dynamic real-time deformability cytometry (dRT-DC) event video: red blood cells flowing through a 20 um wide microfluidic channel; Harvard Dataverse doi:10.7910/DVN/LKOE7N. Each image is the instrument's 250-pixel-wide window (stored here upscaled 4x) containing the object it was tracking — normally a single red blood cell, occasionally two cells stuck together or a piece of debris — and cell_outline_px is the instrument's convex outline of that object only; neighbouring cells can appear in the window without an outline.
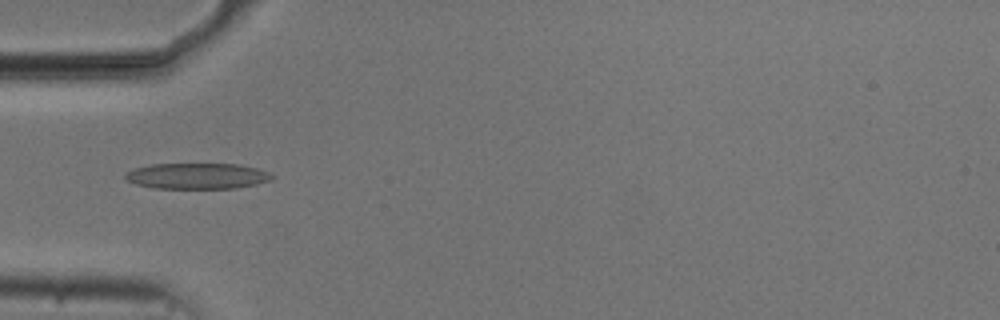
{"species": "common noctule bat (a hibernating species)", "species_latin": "Nyctalus noctula", "temperature_condition": "cold", "stored_images_in_passage": 11, "camera_frame_rate_fps": 3000, "um_per_image_px": 0.085, "animal": {"sex": "male", "body_mass_g": 20.5, "forearm_length_mm": 52.5}, "frame": {"image": 1, "passage_image": 1, "time_ms": 0.0, "image_size_px": [1000, 320], "cell_outline_px": [[272, 180], [256, 184], [236, 188], [152, 188], [136, 184], [128, 180], [124, 176], [128, 172], [136, 168], [152, 164], [240, 164], [256, 168], [268, 172], [272, 176]], "centroid_in_image_um": [16.78, 14.96], "position_along_channel_um": 68.2, "area_um2": 21.91}}
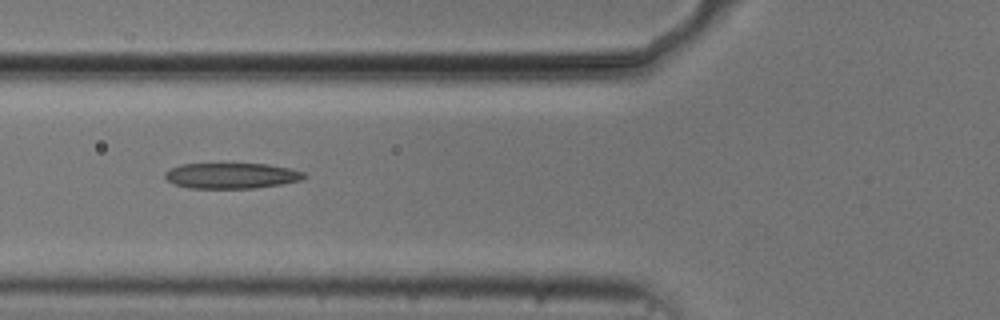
{"frame": {"image": 2, "passage_image": 4, "time_ms": 1.0, "image_size_px": [1000, 320], "cell_outline_px": [[308, 176], [300, 180], [280, 184], [256, 188], [188, 188], [176, 184], [168, 180], [164, 176], [164, 172], [180, 164], [268, 164], [292, 168], [304, 172]], "centroid_in_image_um": [19.71, 14.93], "position_along_channel_um": 106.1, "area_um2": 20.75}}
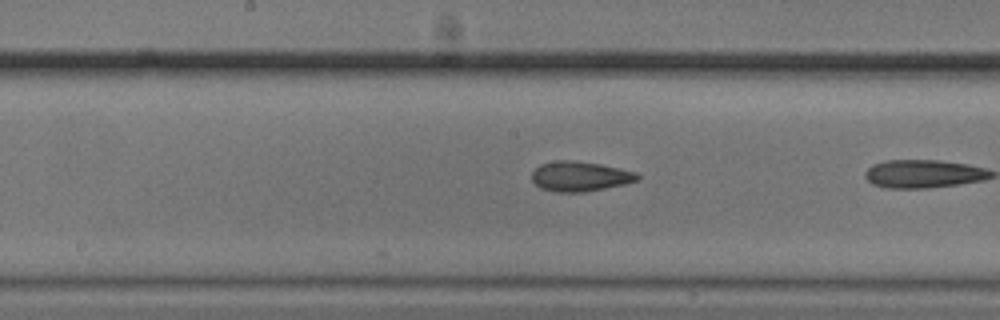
{"frame": {"image": 3, "passage_image": 9, "time_ms": 2.667, "image_size_px": [1000, 320], "cell_outline_px": [[640, 176], [636, 180], [624, 184], [584, 192], [556, 192], [540, 188], [532, 180], [532, 172], [540, 164], [556, 160], [576, 160], [600, 164], [636, 172]], "centroid_in_image_um": [49.26, 14.98], "position_along_channel_um": 198.9, "area_um2": 18.32}}